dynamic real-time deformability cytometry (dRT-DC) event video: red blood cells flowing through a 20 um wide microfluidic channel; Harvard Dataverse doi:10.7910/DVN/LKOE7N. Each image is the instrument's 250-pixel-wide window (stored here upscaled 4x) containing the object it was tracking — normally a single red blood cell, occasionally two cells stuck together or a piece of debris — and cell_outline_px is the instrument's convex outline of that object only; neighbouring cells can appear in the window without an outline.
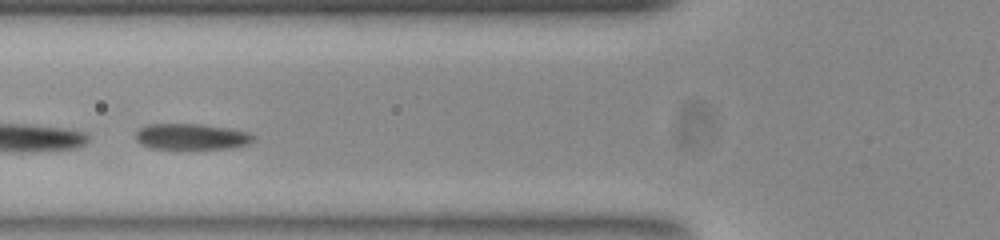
{"species": "common noctule bat (a hibernating species)", "species_latin": "Nyctalus noctula", "temperature_condition": "room temperature", "stored_images_in_passage": 18, "camera_frame_rate_fps": 3000, "um_per_image_px": 0.085, "animal": {"sex": "female", "body_mass_g": 23.0, "forearm_length_mm": 53.4}, "frame": {"image": 1, "passage_image": 13, "time_ms": 4.0, "image_size_px": [1000, 240], "cell_outline_px": [[252, 140], [244, 144], [228, 148], [152, 148], [136, 140], [136, 132], [140, 128], [148, 124], [196, 124], [224, 128], [248, 132], [252, 136]], "centroid_in_image_um": [16.2, 11.6], "position_along_channel_um": 109.6, "area_um2": 17.05}}